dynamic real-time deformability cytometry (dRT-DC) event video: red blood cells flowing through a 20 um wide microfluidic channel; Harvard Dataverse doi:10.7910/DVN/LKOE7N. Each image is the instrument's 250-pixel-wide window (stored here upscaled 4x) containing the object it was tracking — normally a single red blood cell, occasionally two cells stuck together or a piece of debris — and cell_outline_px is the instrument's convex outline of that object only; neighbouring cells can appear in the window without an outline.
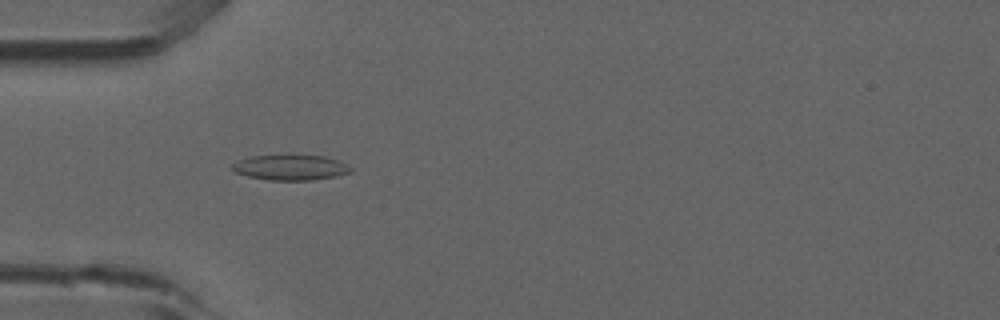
{"species": "common noctule bat (a hibernating species)", "species_latin": "Nyctalus noctula", "temperature_condition": "room temperature", "stored_images_in_passage": 52, "camera_frame_rate_fps": 3000, "um_per_image_px": 0.085, "animal": {"sex": "male", "forearm_length_mm": 52.5}, "frame": {"image": 1, "passage_image": 15, "time_ms": 4.667, "image_size_px": [1000, 320], "cell_outline_px": [[352, 172], [336, 176], [312, 180], [268, 180], [248, 176], [236, 172], [232, 168], [232, 164], [240, 160], [252, 156], [288, 152], [292, 152], [324, 156], [336, 160], [352, 168]], "centroid_in_image_um": [24.69, 14.18], "position_along_channel_um": 60.3, "area_um2": 18.15}}
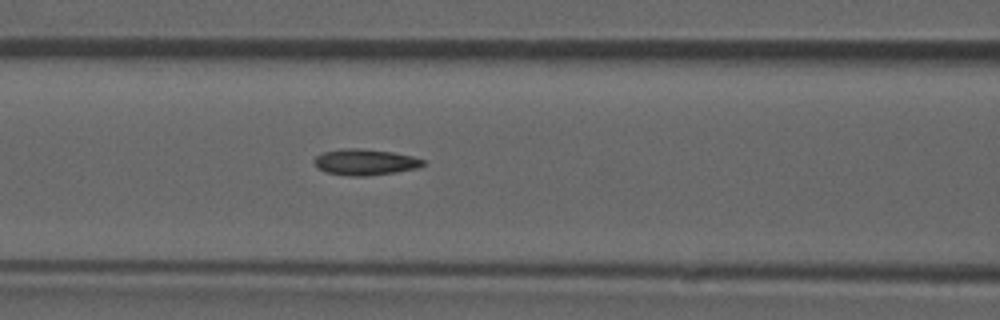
{"frame": {"image": 2, "passage_image": 21, "time_ms": 6.667, "image_size_px": [1000, 320], "cell_outline_px": [[424, 164], [416, 168], [396, 172], [368, 176], [348, 176], [324, 172], [316, 168], [312, 160], [316, 156], [324, 152], [340, 148], [360, 148], [392, 152], [412, 156], [424, 160]], "centroid_in_image_um": [30.96, 13.78], "position_along_channel_um": 135.6, "area_um2": 16.7}}
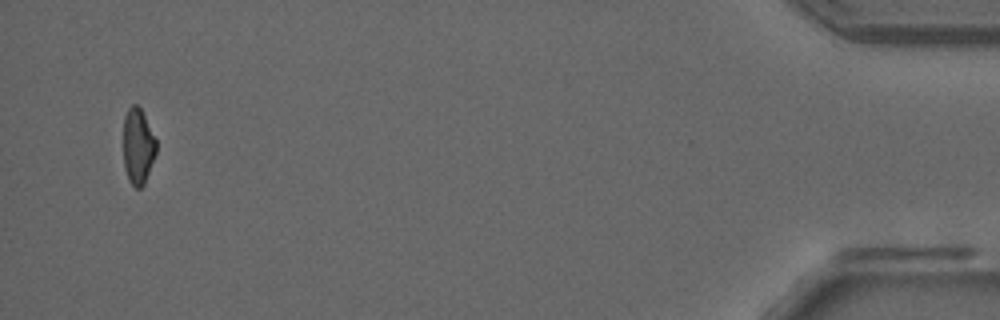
{"frame": {"image": 3, "passage_image": 50, "time_ms": 16.333, "image_size_px": [1000, 320], "cell_outline_px": [[156, 152], [144, 184], [140, 188], [136, 188], [128, 180], [124, 168], [124, 116], [128, 108], [132, 104], [136, 104], [140, 108], [156, 140]], "centroid_in_image_um": [11.71, 12.44], "position_along_channel_um": 423.5, "area_um2": 14.33}, "authors_computed_cell_mechanics": {"area_um2": 16.2418, "velocity_mm_per_s": 3.8673, "shape_relaxation_time_tau1_ms": null, "shape_relaxation_time_tau2_ms": 2.632, "deformation_change_tau1": null, "deformation_change_tau2": 0.0823}}